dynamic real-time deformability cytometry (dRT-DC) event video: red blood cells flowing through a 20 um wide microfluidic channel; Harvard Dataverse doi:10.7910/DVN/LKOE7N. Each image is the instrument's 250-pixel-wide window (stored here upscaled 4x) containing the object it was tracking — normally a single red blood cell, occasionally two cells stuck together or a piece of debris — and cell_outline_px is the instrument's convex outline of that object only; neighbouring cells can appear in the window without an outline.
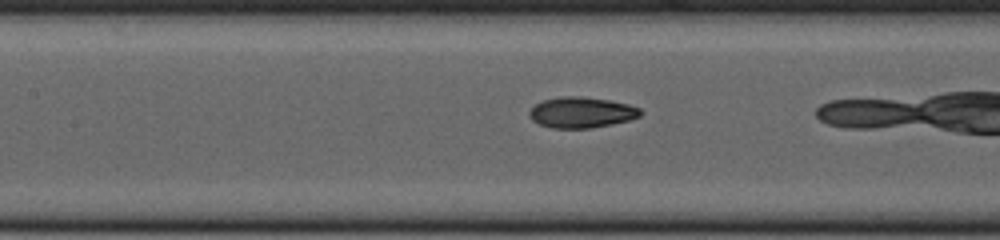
{"species": "common noctule bat (a hibernating species)", "species_latin": "Nyctalus noctula", "temperature_condition": "cold", "stored_images_in_passage": 38, "camera_frame_rate_fps": 3000, "um_per_image_px": 0.085, "animal": {"sex": "female", "body_mass_g": 23.0, "forearm_length_mm": 53.4}, "frame": {"image": 1, "passage_image": 21, "time_ms": 6.667, "image_size_px": [1000, 240], "cell_outline_px": [[640, 116], [628, 120], [588, 128], [552, 128], [540, 124], [532, 120], [528, 112], [536, 104], [544, 100], [568, 96], [576, 96], [608, 100], [628, 104], [640, 108]], "centroid_in_image_um": [49.4, 9.56], "position_along_channel_um": 158.0, "area_um2": 19.42}}
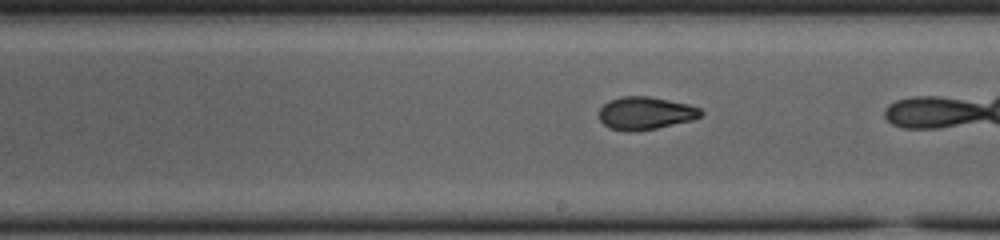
{"frame": {"image": 2, "passage_image": 27, "time_ms": 8.667, "image_size_px": [1000, 240], "cell_outline_px": [[704, 112], [700, 116], [692, 120], [656, 128], [608, 128], [600, 120], [600, 108], [604, 104], [612, 100], [624, 96], [648, 96], [688, 104], [700, 108]], "centroid_in_image_um": [54.91, 9.57], "position_along_channel_um": 234.1, "area_um2": 18.55}}
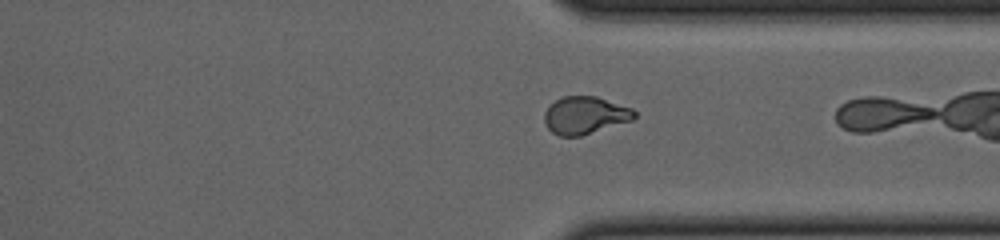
{"frame": {"image": 3, "passage_image": 37, "time_ms": 12.0, "image_size_px": [1000, 240], "cell_outline_px": [[636, 116], [632, 120], [580, 136], [560, 136], [552, 132], [548, 128], [544, 120], [544, 112], [556, 100], [564, 96], [596, 96], [632, 108], [636, 112]], "centroid_in_image_um": [49.73, 9.8], "position_along_channel_um": 361.7, "area_um2": 19.48}}